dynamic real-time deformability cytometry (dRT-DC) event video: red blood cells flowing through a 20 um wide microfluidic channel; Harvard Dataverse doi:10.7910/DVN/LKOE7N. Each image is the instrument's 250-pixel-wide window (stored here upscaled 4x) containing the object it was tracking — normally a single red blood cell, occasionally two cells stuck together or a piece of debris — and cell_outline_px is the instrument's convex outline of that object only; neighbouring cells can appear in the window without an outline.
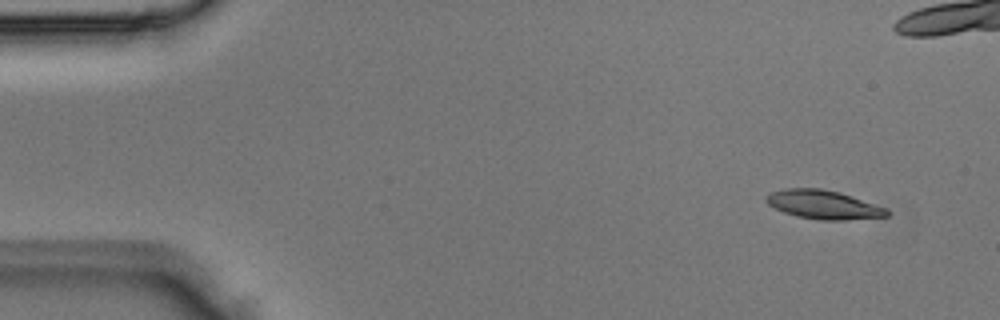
{"species": "Egyptian fruit bat (a non-hibernating species)", "species_latin": "Rousettus aegyptiacus", "temperature_condition": "room temperature", "stored_images_in_passage": 4, "camera_frame_rate_fps": 3000, "um_per_image_px": 0.085, "animal": {"sex": "male"}, "frame": {"image": 1, "passage_image": 1, "time_ms": 0.0, "image_size_px": [1000, 320], "cell_outline_px": [[892, 212], [888, 216], [844, 220], [820, 220], [796, 216], [784, 212], [768, 204], [764, 200], [772, 192], [788, 188], [820, 188], [840, 192], [888, 208]], "centroid_in_image_um": [70.05, 17.4], "position_along_channel_um": 15.0, "area_um2": 20.23}}